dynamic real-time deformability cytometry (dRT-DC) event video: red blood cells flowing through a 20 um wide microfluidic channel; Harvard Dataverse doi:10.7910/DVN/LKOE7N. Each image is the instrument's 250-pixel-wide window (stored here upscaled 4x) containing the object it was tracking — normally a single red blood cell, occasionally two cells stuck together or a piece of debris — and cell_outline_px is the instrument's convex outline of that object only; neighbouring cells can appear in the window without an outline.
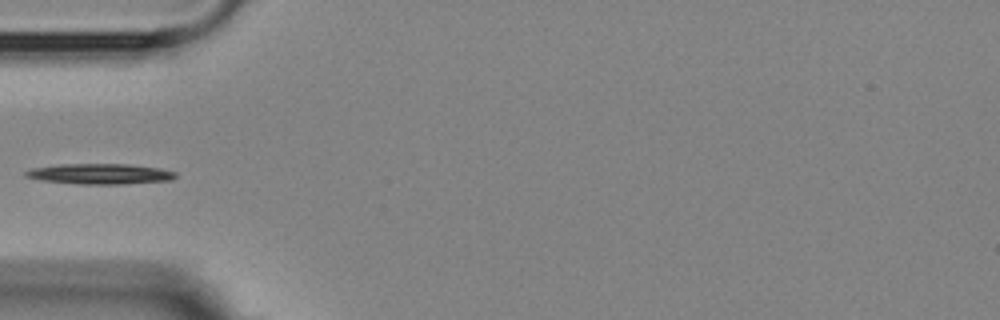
{"species": "Egyptian fruit bat (a non-hibernating species)", "species_latin": "Rousettus aegyptiacus", "temperature_condition": "room temperature", "stored_images_in_passage": 3, "camera_frame_rate_fps": 3000, "um_per_image_px": 0.085, "animal": {"sex": "female"}, "frame": {"image": 1, "passage_image": 3, "time_ms": 2.0, "image_size_px": [1000, 320], "cell_outline_px": [[176, 176], [172, 180], [124, 184], [76, 184], [40, 180], [24, 176], [24, 172], [32, 168], [60, 164], [128, 164], [160, 168], [176, 172]], "centroid_in_image_um": [8.5, 14.78], "position_along_channel_um": 76.5, "area_um2": 17.98}}